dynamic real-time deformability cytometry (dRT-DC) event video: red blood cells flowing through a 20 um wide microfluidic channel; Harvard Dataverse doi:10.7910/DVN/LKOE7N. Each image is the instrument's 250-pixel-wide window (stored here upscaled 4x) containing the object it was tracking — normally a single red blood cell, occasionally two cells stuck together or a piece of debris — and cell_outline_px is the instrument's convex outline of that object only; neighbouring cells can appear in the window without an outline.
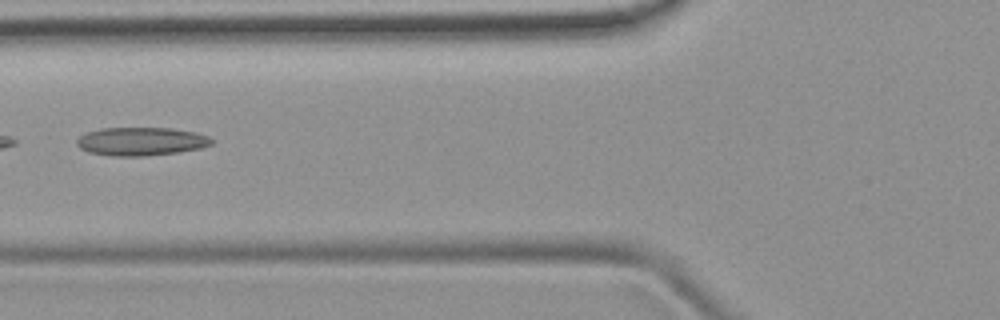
{"species": "common noctule bat (a hibernating species)", "species_latin": "Nyctalus noctula", "temperature_condition": "room temperature", "stored_images_in_passage": 6, "camera_frame_rate_fps": 3000, "um_per_image_px": 0.085, "animal": {"sex": "female", "body_mass_g": 19.9}, "frame": {"image": 1, "passage_image": 5, "time_ms": 5.667, "image_size_px": [1000, 320], "cell_outline_px": [[212, 144], [200, 148], [180, 152], [144, 156], [112, 156], [88, 152], [80, 148], [76, 144], [76, 140], [80, 136], [88, 132], [100, 128], [172, 128], [196, 132], [208, 136], [212, 140]], "centroid_in_image_um": [11.99, 12.02], "position_along_channel_um": 113.8, "area_um2": 22.31}}
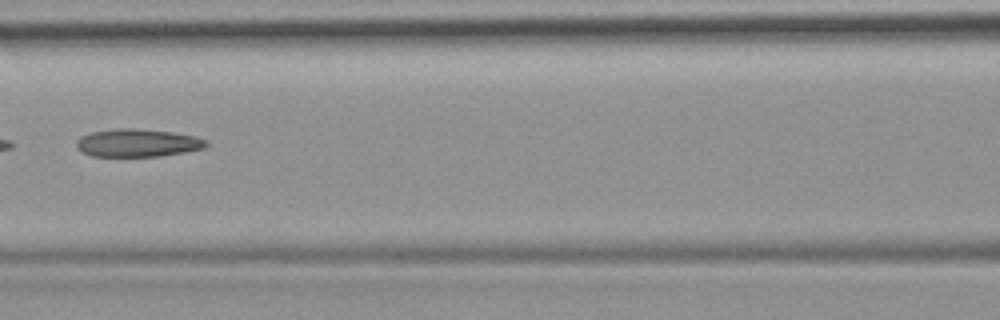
{"frame": {"image": 2, "passage_image": 6, "time_ms": 6.667, "image_size_px": [1000, 320], "cell_outline_px": [[208, 144], [204, 148], [184, 152], [160, 156], [92, 156], [80, 152], [76, 148], [76, 140], [80, 136], [92, 132], [116, 128], [132, 128], [172, 132], [192, 136], [208, 140]], "centroid_in_image_um": [11.64, 12.15], "position_along_channel_um": 155.0, "area_um2": 21.1}}